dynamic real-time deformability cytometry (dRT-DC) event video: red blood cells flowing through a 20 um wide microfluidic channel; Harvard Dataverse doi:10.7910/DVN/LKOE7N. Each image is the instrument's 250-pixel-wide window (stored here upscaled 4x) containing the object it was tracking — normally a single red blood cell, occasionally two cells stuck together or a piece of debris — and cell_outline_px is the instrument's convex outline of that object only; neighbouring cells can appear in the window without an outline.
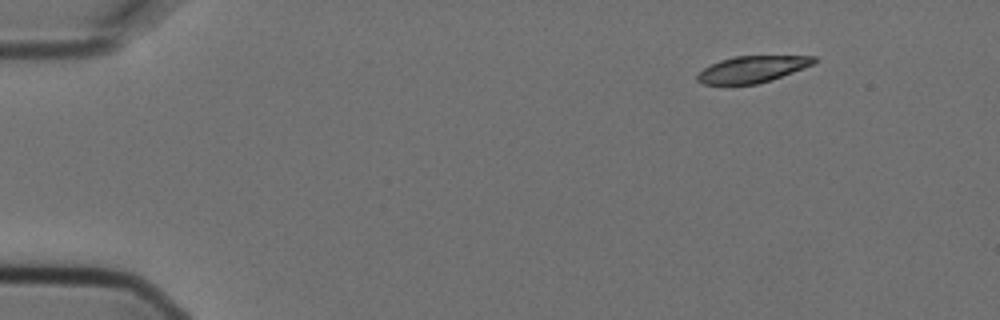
{"species": "Egyptian fruit bat (a non-hibernating species)", "species_latin": "Rousettus aegyptiacus", "temperature_condition": "cold", "stored_images_in_passage": 5, "camera_frame_rate_fps": 3000, "um_per_image_px": 0.085, "animal": {"sex": "female"}, "frame": {"image": 1, "passage_image": 1, "time_ms": 0.0, "image_size_px": [1000, 320], "cell_outline_px": [[816, 60], [812, 64], [804, 68], [772, 80], [756, 84], [704, 84], [696, 80], [696, 76], [704, 68], [720, 60], [736, 56], [816, 56]], "centroid_in_image_um": [63.94, 5.89], "position_along_channel_um": 21.1, "area_um2": 17.86}}
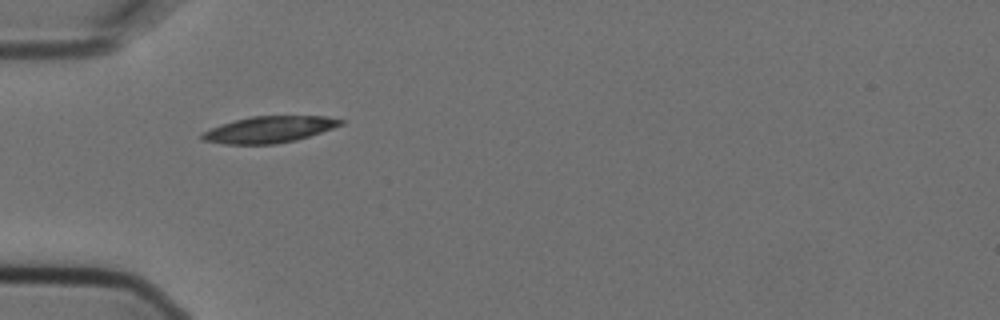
{"frame": {"image": 2, "passage_image": 4, "time_ms": 1.0, "image_size_px": [1000, 320], "cell_outline_px": [[344, 124], [296, 140], [276, 144], [224, 144], [200, 140], [200, 136], [204, 132], [212, 128], [236, 120], [252, 116], [324, 116], [344, 120]], "centroid_in_image_um": [22.88, 11.01], "position_along_channel_um": 62.1, "area_um2": 21.1}}
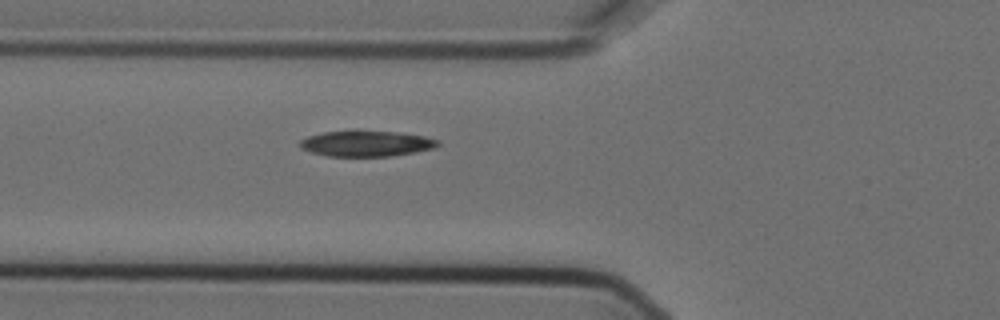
{"frame": {"image": 3, "passage_image": 5, "time_ms": 1.333, "image_size_px": [1000, 320], "cell_outline_px": [[440, 144], [432, 148], [412, 152], [388, 156], [328, 156], [312, 152], [300, 148], [300, 140], [308, 136], [324, 132], [356, 128], [392, 132], [424, 136], [440, 140]], "centroid_in_image_um": [31.08, 12.16], "position_along_channel_um": 94.7, "area_um2": 20.98}}